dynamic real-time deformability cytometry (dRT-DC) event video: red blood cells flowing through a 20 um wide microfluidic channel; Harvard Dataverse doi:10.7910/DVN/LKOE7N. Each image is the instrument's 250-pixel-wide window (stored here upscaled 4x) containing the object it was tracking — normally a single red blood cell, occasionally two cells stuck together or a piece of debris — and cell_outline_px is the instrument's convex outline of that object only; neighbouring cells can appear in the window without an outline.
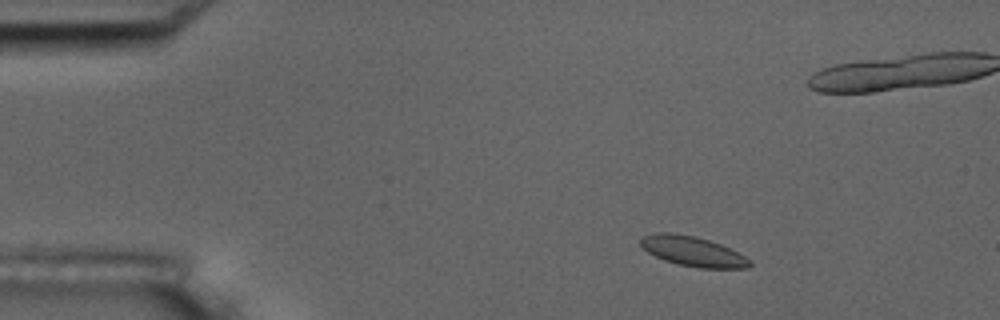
{"species": "common noctule bat (a hibernating species)", "species_latin": "Nyctalus noctula", "temperature_condition": "room temperature", "stored_images_in_passage": 6, "camera_frame_rate_fps": 3000, "um_per_image_px": 0.085, "animal": {"sex": "male", "body_mass_g": 17.5, "forearm_length_mm": 52.3}, "frame": {"image": 1, "passage_image": 2, "time_ms": 1.333, "image_size_px": [1000, 320], "cell_outline_px": [[752, 264], [748, 268], [700, 268], [680, 264], [664, 260], [648, 252], [640, 244], [640, 236], [656, 232], [668, 232], [692, 236], [708, 240], [720, 244], [752, 260]], "centroid_in_image_um": [58.87, 21.36], "position_along_channel_um": 26.1, "area_um2": 18.79}}